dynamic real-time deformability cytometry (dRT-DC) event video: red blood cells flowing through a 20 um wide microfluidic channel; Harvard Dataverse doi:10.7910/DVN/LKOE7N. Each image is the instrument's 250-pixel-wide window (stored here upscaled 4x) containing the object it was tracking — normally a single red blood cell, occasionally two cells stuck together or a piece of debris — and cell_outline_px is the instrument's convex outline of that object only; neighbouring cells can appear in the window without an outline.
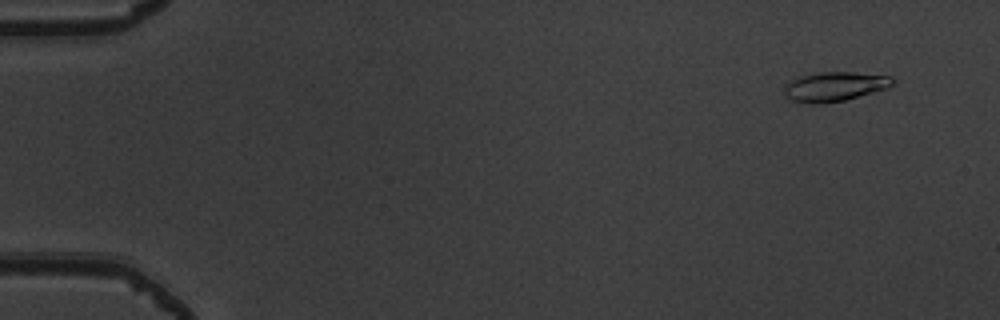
{"species": "common noctule bat (a hibernating species)", "species_latin": "Nyctalus noctula", "temperature_condition": "warm", "stored_images_in_passage": 52, "camera_frame_rate_fps": 3000, "um_per_image_px": 0.085, "animal": {"sex": "male", "body_mass_g": 19.5, "forearm_length_mm": 54.6}, "frame": {"image": 1, "passage_image": 4, "time_ms": 1.0, "image_size_px": [1000, 320], "cell_outline_px": [[896, 80], [888, 88], [844, 100], [824, 104], [812, 104], [792, 100], [784, 92], [784, 88], [788, 80], [800, 76], [820, 72], [852, 72], [892, 76]], "centroid_in_image_um": [70.95, 7.35], "position_along_channel_um": 14.1, "area_um2": 18.61}}
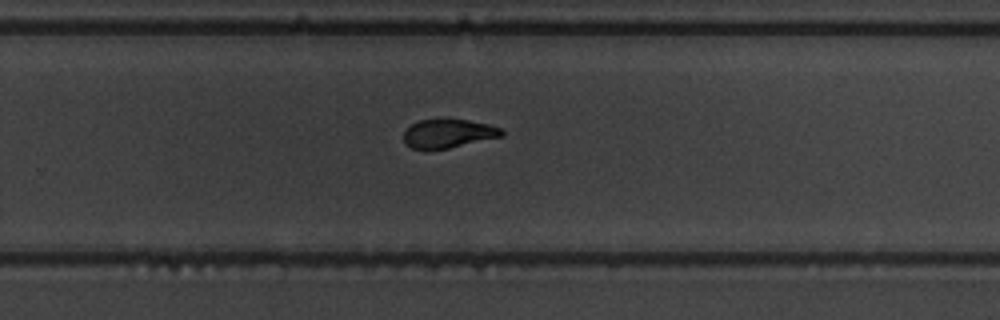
{"frame": {"image": 2, "passage_image": 35, "time_ms": 11.333, "image_size_px": [1000, 320], "cell_outline_px": [[504, 136], [448, 148], [428, 152], [412, 148], [404, 144], [404, 132], [412, 124], [420, 120], [444, 116], [468, 120], [488, 124], [500, 128], [504, 132]], "centroid_in_image_um": [38.06, 11.34], "position_along_channel_um": 291.7, "area_um2": 17.22}}
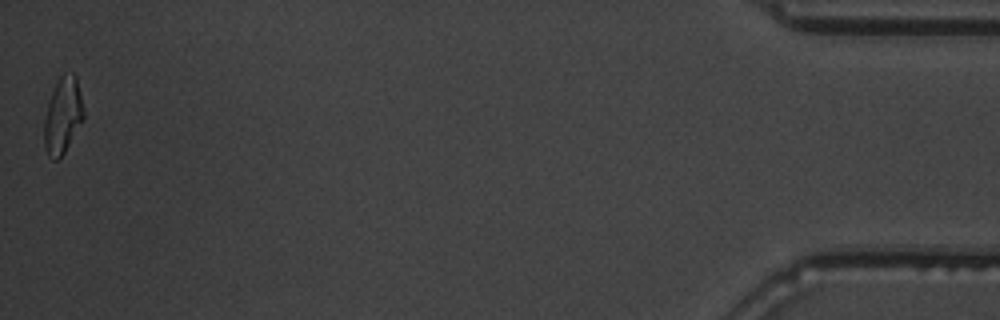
{"frame": {"image": 3, "passage_image": 52, "time_ms": 17.0, "image_size_px": [1000, 320], "cell_outline_px": [[84, 120], [64, 152], [56, 160], [52, 160], [48, 156], [44, 148], [44, 120], [48, 104], [52, 92], [60, 76], [64, 72], [72, 72], [76, 76], [84, 112]], "centroid_in_image_um": [5.34, 9.83], "position_along_channel_um": 429.9, "area_um2": 17.46}, "authors_computed_cell_mechanics": {"area_um2": 17.5423, "velocity_mm_per_s": 3.9857, "shape_relaxation_time_tau1_ms": 4.4642, "shape_relaxation_time_tau2_ms": 2.6098, "deformation_change_tau1": 0.1891, "deformation_change_tau2": 0.0861}}